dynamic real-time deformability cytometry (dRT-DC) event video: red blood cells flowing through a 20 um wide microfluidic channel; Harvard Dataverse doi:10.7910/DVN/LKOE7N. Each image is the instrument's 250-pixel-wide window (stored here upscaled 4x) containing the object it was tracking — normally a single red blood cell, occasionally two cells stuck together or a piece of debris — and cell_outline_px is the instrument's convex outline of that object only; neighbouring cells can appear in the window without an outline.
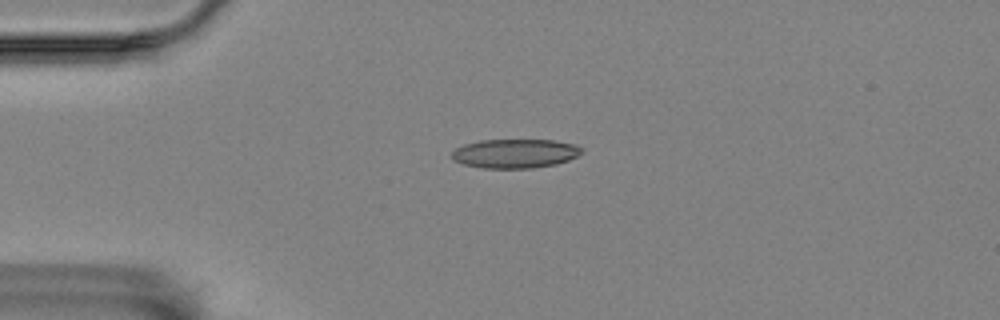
{"species": "Egyptian fruit bat (a non-hibernating species)", "species_latin": "Rousettus aegyptiacus", "temperature_condition": "room temperature", "stored_images_in_passage": 5, "camera_frame_rate_fps": 3000, "um_per_image_px": 0.085, "animal": {"sex": "female"}, "frame": {"image": 1, "passage_image": 5, "time_ms": 1.333, "image_size_px": [1000, 320], "cell_outline_px": [[584, 152], [568, 160], [556, 164], [532, 168], [484, 168], [464, 164], [452, 160], [452, 152], [456, 148], [464, 144], [480, 140], [552, 140], [576, 144], [584, 148]], "centroid_in_image_um": [43.8, 13.04], "position_along_channel_um": 41.2, "area_um2": 22.08}}